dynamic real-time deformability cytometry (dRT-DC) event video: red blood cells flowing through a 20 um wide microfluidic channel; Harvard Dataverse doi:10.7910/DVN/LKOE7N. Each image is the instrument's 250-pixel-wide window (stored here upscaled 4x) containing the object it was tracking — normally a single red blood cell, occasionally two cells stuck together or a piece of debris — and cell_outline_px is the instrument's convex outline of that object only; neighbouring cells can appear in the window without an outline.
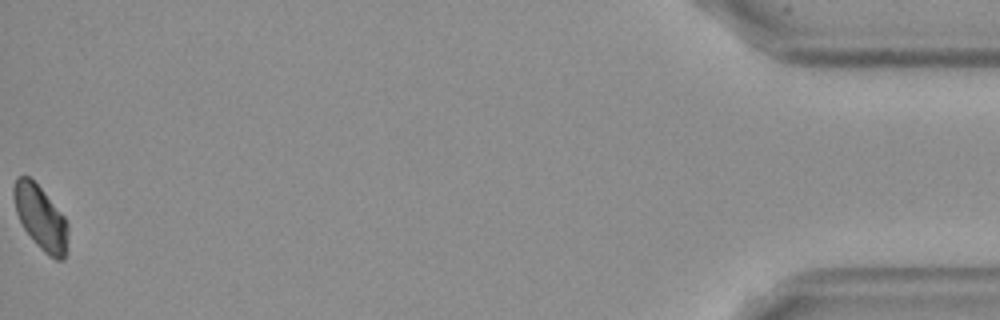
{"species": "Egyptian fruit bat (a non-hibernating species)", "species_latin": "Rousettus aegyptiacus", "temperature_condition": "cold", "stored_images_in_passage": 58, "camera_frame_rate_fps": 3000, "um_per_image_px": 0.085, "frame": {"image": 1, "passage_image": 58, "time_ms": 19.0, "image_size_px": [1000, 320], "cell_outline_px": [[68, 232], [64, 260], [56, 260], [48, 256], [36, 244], [24, 228], [16, 212], [12, 192], [16, 180], [20, 176], [28, 176], [44, 192], [64, 216], [68, 224]], "centroid_in_image_um": [3.46, 18.53], "position_along_channel_um": 431.7, "area_um2": 19.94}, "authors_computed_cell_mechanics": {"area_um2": 20.9814, "velocity_mm_per_s": 3.5826, "shape_relaxation_time_tau1_ms": 5.7004, "shape_relaxation_time_tau2_ms": null, "deformation_change_tau1": 0.1277, "deformation_change_tau2": null}}